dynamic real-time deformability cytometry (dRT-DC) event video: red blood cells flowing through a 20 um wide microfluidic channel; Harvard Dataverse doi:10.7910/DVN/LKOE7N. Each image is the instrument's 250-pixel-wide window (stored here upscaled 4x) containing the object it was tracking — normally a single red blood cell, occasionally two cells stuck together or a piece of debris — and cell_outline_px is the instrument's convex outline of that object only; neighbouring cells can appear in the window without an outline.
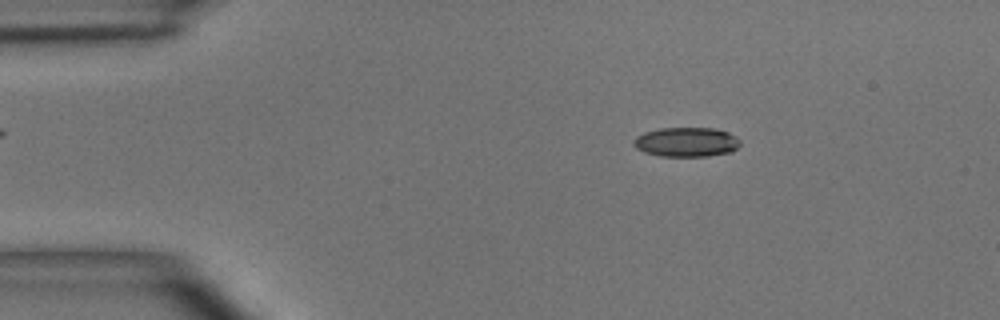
{"species": "common noctule bat (a hibernating species)", "species_latin": "Nyctalus noctula", "temperature_condition": "room temperature", "stored_images_in_passage": 3, "camera_frame_rate_fps": 3000, "um_per_image_px": 0.085, "animal": {"sex": "male", "body_mass_g": 15.6}, "frame": {"image": 1, "passage_image": 1, "time_ms": 0.0, "image_size_px": [1000, 320], "cell_outline_px": [[740, 144], [732, 152], [708, 156], [660, 156], [644, 152], [636, 148], [632, 144], [632, 140], [636, 136], [644, 132], [660, 128], [716, 128], [728, 132], [736, 136], [740, 140]], "centroid_in_image_um": [58.33, 12.07], "position_along_channel_um": 26.7, "area_um2": 18.5}}